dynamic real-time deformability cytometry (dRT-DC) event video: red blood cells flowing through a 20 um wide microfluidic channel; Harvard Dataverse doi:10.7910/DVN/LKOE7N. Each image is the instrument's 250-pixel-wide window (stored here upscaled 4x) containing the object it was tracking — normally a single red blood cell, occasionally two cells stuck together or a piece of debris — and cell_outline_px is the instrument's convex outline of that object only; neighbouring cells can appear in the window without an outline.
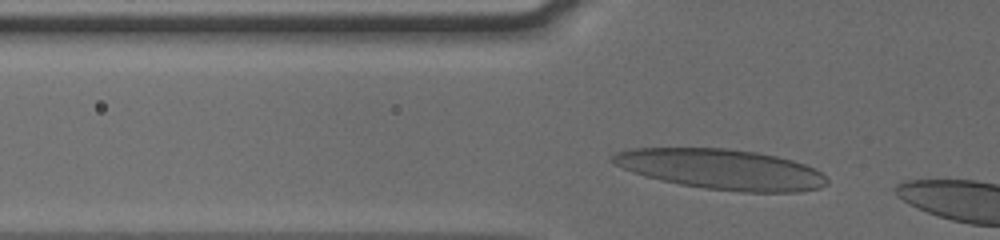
{"species": "human", "species_latin": "Homo sapiens", "temperature_condition": "cold", "stored_images_in_passage": 5, "camera_frame_rate_fps": 3000, "um_per_image_px": 0.085, "donor": {"sex": "male"}, "frame": {"image": 1, "passage_image": 3, "time_ms": 0.667, "image_size_px": [1000, 240], "cell_outline_px": [[828, 184], [820, 188], [800, 192], [740, 192], [704, 188], [680, 184], [660, 180], [644, 176], [632, 172], [616, 164], [612, 160], [612, 156], [616, 152], [632, 148], [724, 148], [756, 152], [776, 156], [792, 160], [804, 164], [820, 172], [828, 180]], "centroid_in_image_um": [61.33, 14.39], "position_along_channel_um": 64.5, "area_um2": 50.17}}